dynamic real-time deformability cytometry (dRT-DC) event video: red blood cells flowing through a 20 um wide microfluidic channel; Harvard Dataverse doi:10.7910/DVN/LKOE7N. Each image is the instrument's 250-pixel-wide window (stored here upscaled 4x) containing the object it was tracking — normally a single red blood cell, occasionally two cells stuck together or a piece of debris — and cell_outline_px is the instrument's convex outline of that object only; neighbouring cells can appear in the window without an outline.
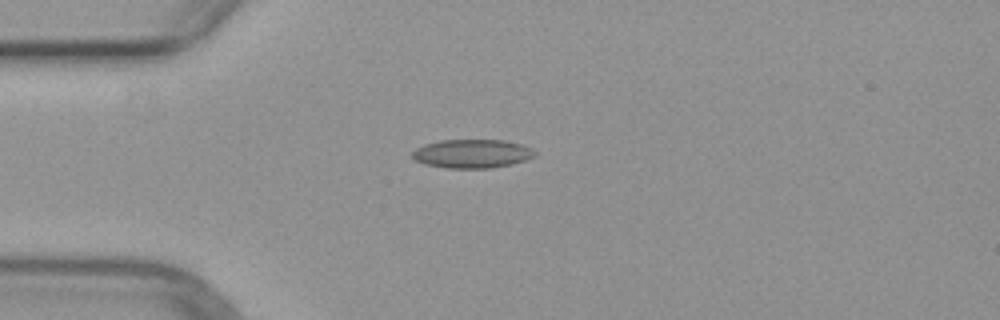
{"species": "common noctule bat (a hibernating species)", "species_latin": "Nyctalus noctula", "temperature_condition": "warm", "stored_images_in_passage": 38, "camera_frame_rate_fps": 3000, "um_per_image_px": 0.085, "animal": {"sex": "female", "body_mass_g": 29.2, "forearm_length_mm": 56.3}, "frame": {"image": 1, "passage_image": 1, "time_ms": 0.0, "image_size_px": [1000, 320], "cell_outline_px": [[536, 156], [512, 164], [492, 168], [448, 168], [424, 164], [416, 160], [412, 156], [412, 152], [416, 148], [424, 144], [440, 140], [504, 140], [520, 144], [532, 148], [536, 152]], "centroid_in_image_um": [40.13, 13.06], "position_along_channel_um": 44.9, "area_um2": 20.52}}
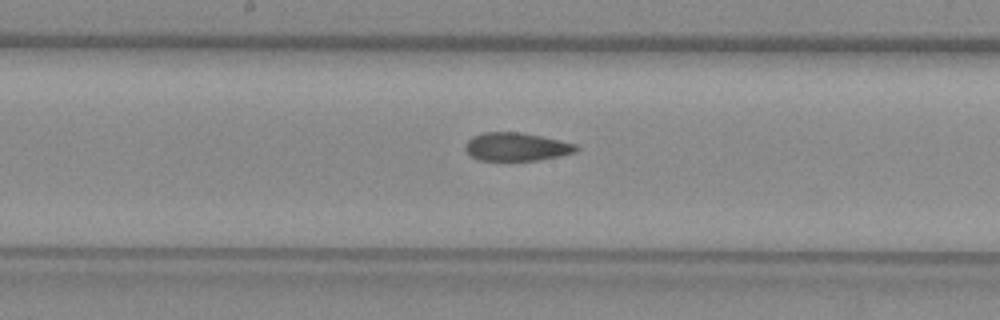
{"frame": {"image": 2, "passage_image": 14, "time_ms": 4.333, "image_size_px": [1000, 320], "cell_outline_px": [[580, 148], [576, 152], [536, 160], [480, 160], [472, 156], [464, 148], [468, 140], [472, 136], [484, 132], [520, 132], [540, 136], [576, 144]], "centroid_in_image_um": [43.88, 12.47], "position_along_channel_um": 204.3, "area_um2": 17.98}}
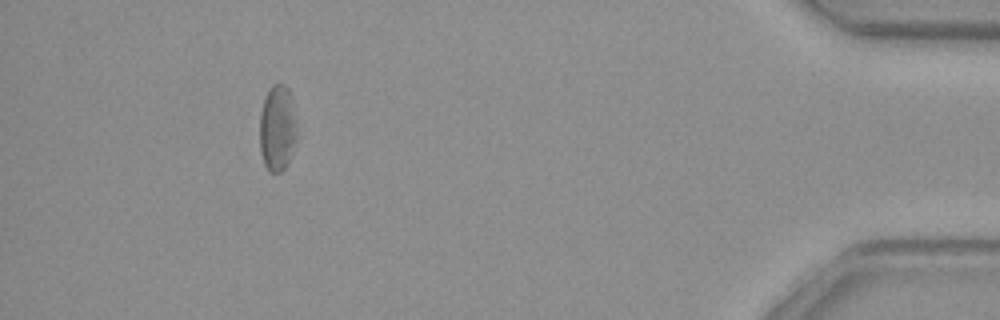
{"frame": {"image": 3, "passage_image": 34, "time_ms": 11.0, "image_size_px": [1000, 320], "cell_outline_px": [[296, 140], [288, 160], [284, 168], [280, 172], [272, 172], [264, 164], [260, 152], [260, 112], [264, 96], [272, 84], [284, 84], [288, 88], [292, 96], [296, 120]], "centroid_in_image_um": [23.57, 10.83], "position_along_channel_um": 411.6, "area_um2": 18.79}}